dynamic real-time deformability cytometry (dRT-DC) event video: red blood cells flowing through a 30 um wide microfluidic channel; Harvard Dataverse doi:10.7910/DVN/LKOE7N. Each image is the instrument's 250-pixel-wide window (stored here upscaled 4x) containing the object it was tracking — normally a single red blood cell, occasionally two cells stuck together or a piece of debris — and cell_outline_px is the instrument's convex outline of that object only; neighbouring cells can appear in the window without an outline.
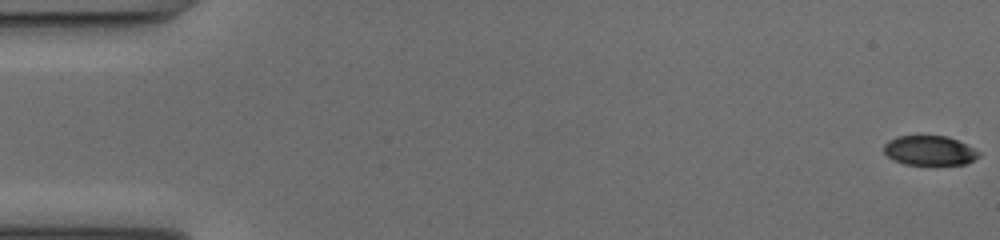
{"species": "common noctule bat (a hibernating species)", "species_latin": "Nyctalus noctula", "temperature_condition": "cold", "stored_images_in_passage": 17, "camera_frame_rate_fps": 3000, "um_per_image_px": 0.085, "animal": {"sex": "female", "body_mass_g": 17.0, "forearm_length_mm": 48.0}, "frame": {"image": 1, "passage_image": 1, "time_ms": 0.0, "image_size_px": [1000, 240], "cell_outline_px": [[980, 156], [964, 164], [904, 164], [888, 156], [884, 152], [884, 144], [888, 140], [896, 136], [948, 136], [980, 152]], "centroid_in_image_um": [78.98, 12.78], "position_along_channel_um": 6.0, "area_um2": 16.07}}
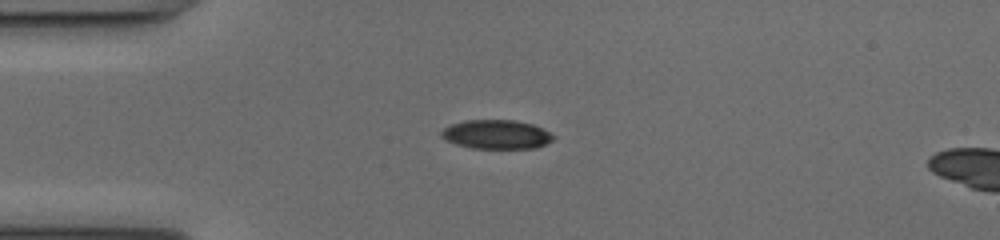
{"frame": {"image": 2, "passage_image": 14, "time_ms": 4.333, "image_size_px": [1000, 240], "cell_outline_px": [[556, 136], [552, 140], [536, 148], [472, 148], [456, 144], [444, 140], [440, 136], [440, 132], [444, 128], [452, 124], [464, 120], [516, 120], [532, 124]], "centroid_in_image_um": [42.16, 11.42], "position_along_channel_um": 42.8, "area_um2": 18.9}}